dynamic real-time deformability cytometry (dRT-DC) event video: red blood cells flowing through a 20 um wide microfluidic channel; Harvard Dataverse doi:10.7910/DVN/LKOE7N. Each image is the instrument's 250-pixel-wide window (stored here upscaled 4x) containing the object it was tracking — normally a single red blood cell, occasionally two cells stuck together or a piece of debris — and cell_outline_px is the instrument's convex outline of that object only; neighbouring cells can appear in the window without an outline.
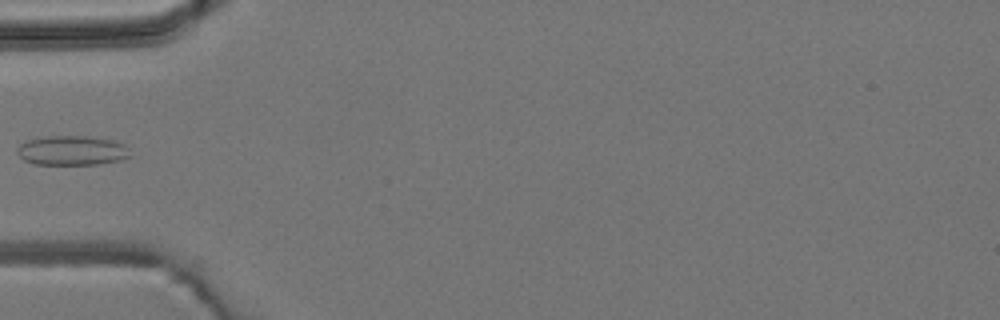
{"species": "common noctule bat (a hibernating species)", "species_latin": "Nyctalus noctula", "temperature_condition": "room temperature", "stored_images_in_passage": 5, "camera_frame_rate_fps": 3000, "um_per_image_px": 0.085, "animal": {"sex": "male", "body_mass_g": 19.2, "forearm_length_mm": 51.8}, "frame": {"image": 1, "passage_image": 4, "time_ms": 4.333, "image_size_px": [1000, 320], "cell_outline_px": [[132, 156], [120, 160], [100, 164], [36, 164], [24, 160], [16, 152], [16, 148], [20, 144], [28, 140], [48, 136], [88, 136], [116, 140], [124, 144]], "centroid_in_image_um": [6.14, 12.79], "position_along_channel_um": 78.9, "area_um2": 19.54}}